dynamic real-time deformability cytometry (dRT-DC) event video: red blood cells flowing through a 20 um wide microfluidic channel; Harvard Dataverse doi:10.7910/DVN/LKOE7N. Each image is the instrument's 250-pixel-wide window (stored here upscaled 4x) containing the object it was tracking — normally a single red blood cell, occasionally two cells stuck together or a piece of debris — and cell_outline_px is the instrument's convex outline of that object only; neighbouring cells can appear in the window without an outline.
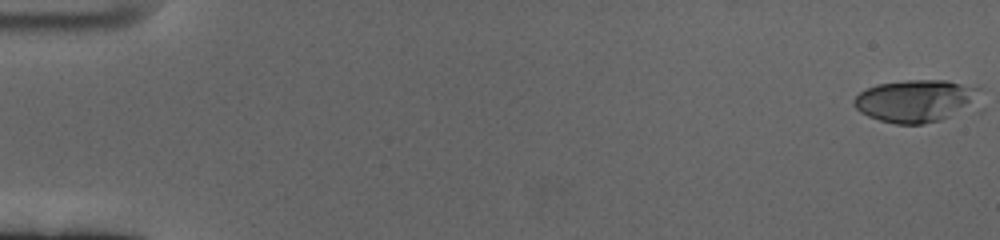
{"species": "human", "species_latin": "Homo sapiens", "temperature_condition": "cold", "stored_images_in_passage": 61, "camera_frame_rate_fps": 3000, "um_per_image_px": 0.085, "donor": {"sex": "female"}, "frame": {"image": 1, "passage_image": 1, "time_ms": 0.0, "image_size_px": [1000, 240], "cell_outline_px": [[968, 100], [964, 104], [948, 116], [940, 120], [920, 124], [896, 124], [880, 120], [868, 116], [860, 112], [852, 104], [852, 100], [860, 92], [876, 84], [908, 80], [944, 80], [960, 84], [968, 88]], "centroid_in_image_um": [77.48, 8.58], "position_along_channel_um": 7.5, "area_um2": 28.84}}
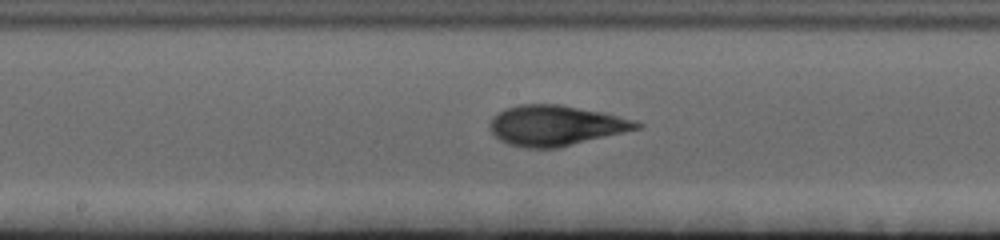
{"frame": {"image": 2, "passage_image": 33, "time_ms": 10.667, "image_size_px": [1000, 240], "cell_outline_px": [[644, 124], [640, 128], [624, 132], [556, 148], [524, 148], [508, 144], [500, 140], [488, 128], [488, 124], [492, 116], [504, 108], [520, 104], [560, 104], [604, 112], [636, 120]], "centroid_in_image_um": [47.21, 10.65], "position_along_channel_um": 201.0, "area_um2": 34.68}}
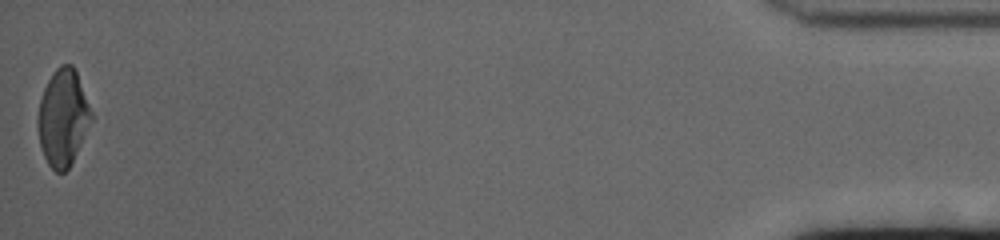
{"frame": {"image": 3, "passage_image": 61, "time_ms": 20.0, "image_size_px": [1000, 240], "cell_outline_px": [[92, 120], [68, 168], [64, 172], [56, 172], [48, 164], [44, 156], [40, 144], [36, 120], [40, 100], [44, 88], [52, 72], [60, 64], [72, 64], [76, 72], [92, 112]], "centroid_in_image_um": [5.32, 9.98], "position_along_channel_um": 429.9, "area_um2": 29.71}, "authors_computed_cell_mechanics": {"area_um2": 31.6166, "velocity_mm_per_s": 3.386, "shape_relaxation_time_tau1_ms": 3.6097, "shape_relaxation_time_tau2_ms": 1.8693, "deformation_change_tau1": 0.1861, "deformation_change_tau2": 0.0388}}